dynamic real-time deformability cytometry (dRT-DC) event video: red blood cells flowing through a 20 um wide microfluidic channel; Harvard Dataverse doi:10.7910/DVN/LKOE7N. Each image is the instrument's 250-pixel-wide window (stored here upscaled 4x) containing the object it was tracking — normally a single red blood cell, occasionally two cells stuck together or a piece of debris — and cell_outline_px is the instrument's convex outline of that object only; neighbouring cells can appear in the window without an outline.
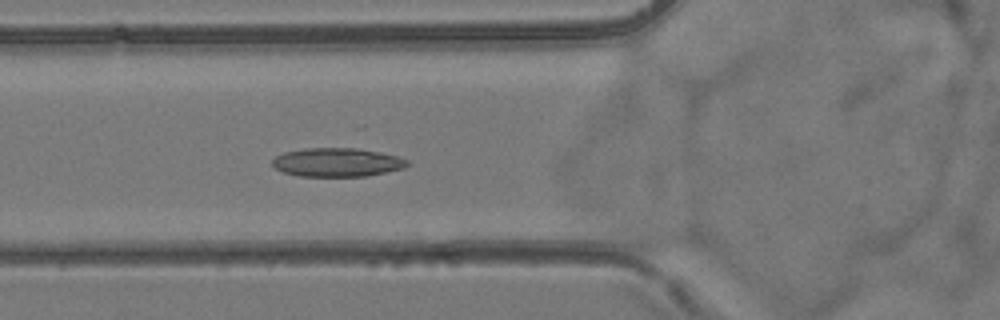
{"species": "common noctule bat (a hibernating species)", "species_latin": "Nyctalus noctula", "temperature_condition": "room temperature", "stored_images_in_passage": 5, "camera_frame_rate_fps": 3000, "um_per_image_px": 0.085, "animal": {"sex": "female", "body_mass_g": 24.6, "forearm_length_mm": 56.2}, "frame": {"image": 1, "passage_image": 5, "time_ms": 5.333, "image_size_px": [1000, 320], "cell_outline_px": [[408, 164], [404, 168], [368, 176], [300, 176], [284, 172], [276, 168], [272, 164], [272, 160], [276, 156], [284, 152], [304, 148], [356, 148], [380, 152], [396, 156], [408, 160]], "centroid_in_image_um": [28.65, 13.79], "position_along_channel_um": 97.2, "area_um2": 22.48}}